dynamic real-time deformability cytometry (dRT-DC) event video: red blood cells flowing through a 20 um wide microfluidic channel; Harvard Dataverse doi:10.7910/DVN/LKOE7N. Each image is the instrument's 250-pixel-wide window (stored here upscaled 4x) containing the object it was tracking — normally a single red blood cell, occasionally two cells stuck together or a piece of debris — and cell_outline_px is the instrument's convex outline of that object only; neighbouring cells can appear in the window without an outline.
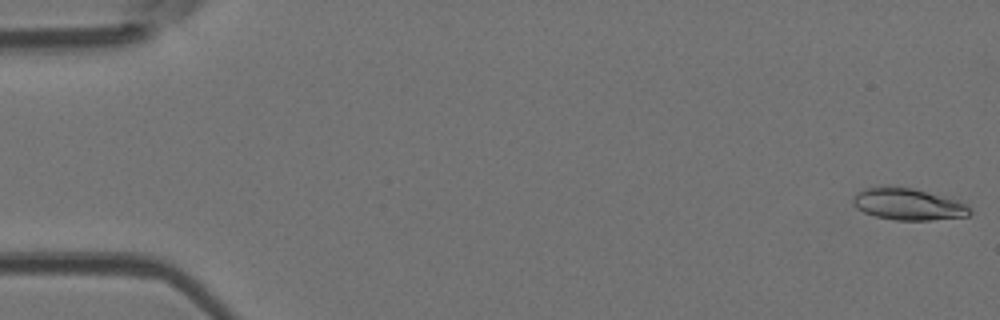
{"species": "Egyptian fruit bat (a non-hibernating species)", "species_latin": "Rousettus aegyptiacus", "temperature_condition": "room temperature", "stored_images_in_passage": 49, "camera_frame_rate_fps": 3000, "um_per_image_px": 0.085, "animal": {"sex": "female"}, "frame": {"image": 1, "passage_image": 1, "time_ms": 0.0, "image_size_px": [1000, 320], "cell_outline_px": [[972, 212], [968, 216], [932, 220], [896, 220], [876, 216], [864, 212], [856, 208], [852, 204], [852, 196], [856, 192], [864, 188], [912, 188], [956, 200], [968, 204]], "centroid_in_image_um": [77.19, 17.38], "position_along_channel_um": 7.8, "area_um2": 21.27}}
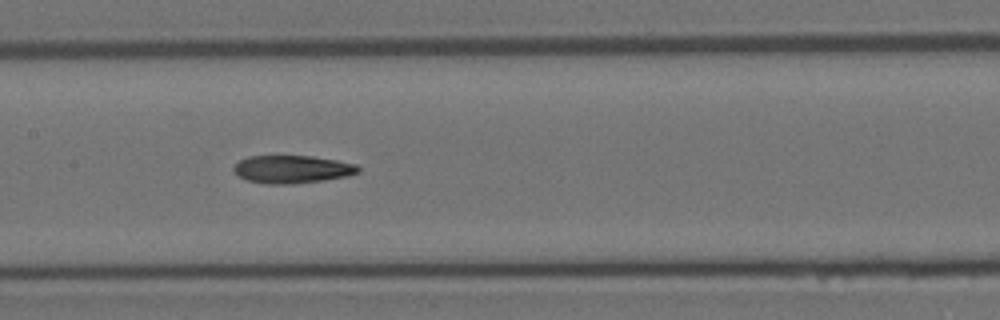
{"frame": {"image": 2, "passage_image": 24, "time_ms": 7.667, "image_size_px": [1000, 320], "cell_outline_px": [[360, 172], [348, 176], [324, 180], [292, 184], [264, 184], [248, 180], [240, 176], [232, 168], [240, 160], [248, 156], [312, 156], [336, 160], [356, 164], [360, 168]], "centroid_in_image_um": [24.86, 14.39], "position_along_channel_um": 182.5, "area_um2": 20.17}}
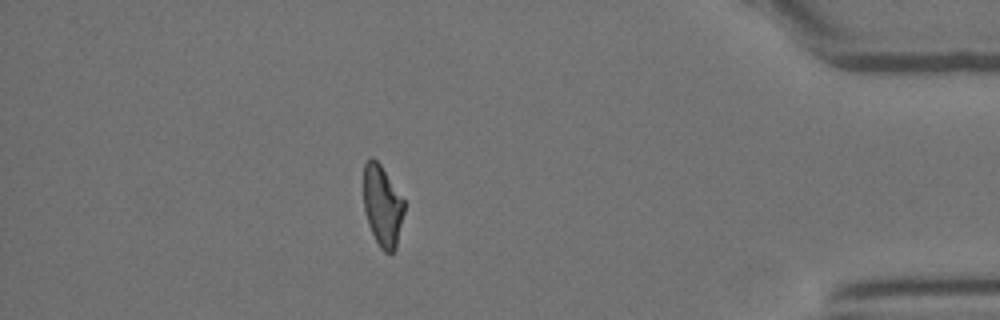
{"frame": {"image": 3, "passage_image": 43, "time_ms": 14.0, "image_size_px": [1000, 320], "cell_outline_px": [[404, 212], [396, 248], [392, 252], [384, 252], [380, 248], [368, 224], [364, 208], [364, 164], [372, 156], [380, 164], [404, 200]], "centroid_in_image_um": [32.5, 17.5], "position_along_channel_um": 402.7, "area_um2": 18.96}, "authors_computed_cell_mechanics": {"area_um2": 20.4612, "velocity_mm_per_s": 4.1379, "shape_relaxation_time_tau1_ms": null, "shape_relaxation_time_tau2_ms": 3.7383, "deformation_change_tau1": null, "deformation_change_tau2": 0.1241}}